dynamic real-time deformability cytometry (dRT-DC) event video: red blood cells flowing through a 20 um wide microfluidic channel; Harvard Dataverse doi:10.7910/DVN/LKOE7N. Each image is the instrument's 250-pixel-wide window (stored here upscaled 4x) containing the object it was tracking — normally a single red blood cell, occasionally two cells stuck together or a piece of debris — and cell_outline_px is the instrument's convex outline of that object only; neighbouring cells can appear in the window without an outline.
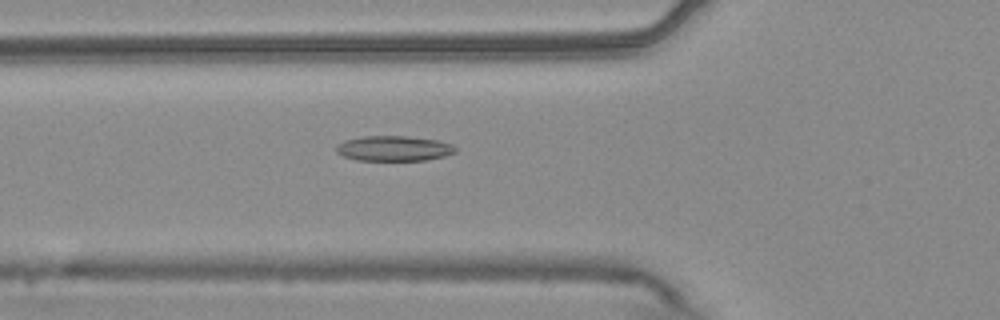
{"species": "common noctule bat (a hibernating species)", "species_latin": "Nyctalus noctula", "temperature_condition": "warm", "stored_images_in_passage": 27, "camera_frame_rate_fps": 3000, "um_per_image_px": 0.085, "animal": {"sex": "male", "body_mass_g": 20.4}, "frame": {"image": 1, "passage_image": 6, "time_ms": 1.667, "image_size_px": [1000, 320], "cell_outline_px": [[456, 152], [444, 156], [428, 160], [356, 160], [344, 156], [336, 152], [336, 148], [344, 140], [364, 136], [404, 136], [436, 140], [452, 144], [456, 148]], "centroid_in_image_um": [33.49, 12.62], "position_along_channel_um": 92.3, "area_um2": 17.34}}
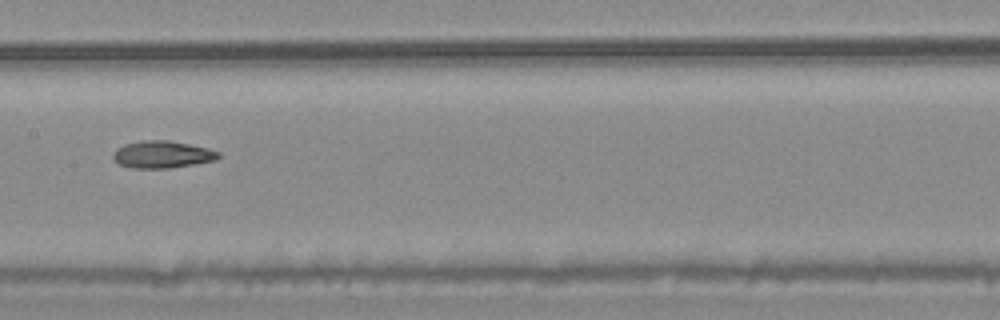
{"frame": {"image": 2, "passage_image": 14, "time_ms": 4.333, "image_size_px": [1000, 320], "cell_outline_px": [[220, 156], [216, 160], [168, 168], [128, 168], [120, 164], [112, 156], [112, 152], [116, 148], [124, 144], [144, 140], [168, 140], [208, 148], [220, 152]], "centroid_in_image_um": [13.77, 13.12], "position_along_channel_um": 193.6, "area_um2": 16.65}}
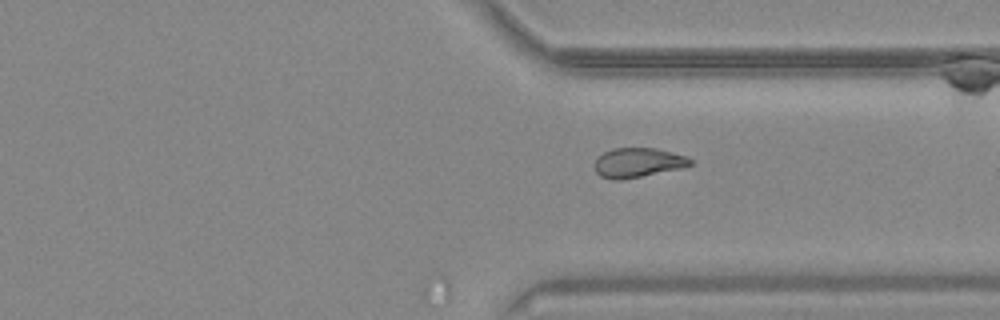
{"frame": {"image": 3, "passage_image": 27, "time_ms": 8.667, "image_size_px": [1000, 320], "cell_outline_px": [[692, 164], [684, 168], [620, 180], [612, 180], [600, 176], [596, 172], [592, 164], [604, 152], [612, 148], [656, 148], [672, 152], [684, 156], [692, 160]], "centroid_in_image_um": [54.2, 13.83], "position_along_channel_um": 357.2, "area_um2": 16.53}}